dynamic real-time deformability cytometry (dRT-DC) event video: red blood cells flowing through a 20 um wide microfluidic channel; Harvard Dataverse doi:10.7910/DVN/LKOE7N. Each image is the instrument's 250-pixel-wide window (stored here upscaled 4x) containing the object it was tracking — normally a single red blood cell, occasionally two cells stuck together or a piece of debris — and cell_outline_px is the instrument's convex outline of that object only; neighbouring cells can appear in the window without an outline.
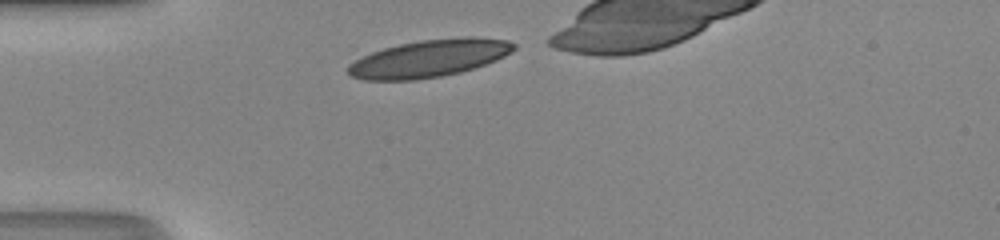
{"species": "human", "species_latin": "Homo sapiens", "temperature_condition": "room temperature", "stored_images_in_passage": 28, "camera_frame_rate_fps": 3000, "um_per_image_px": 0.085, "donor": {"sex": "male"}, "frame": {"image": 1, "passage_image": 1, "time_ms": 0.0, "image_size_px": [1000, 240], "cell_outline_px": [[516, 48], [512, 52], [496, 60], [460, 72], [440, 76], [416, 80], [364, 80], [352, 76], [348, 72], [348, 64], [372, 52], [384, 48], [400, 44], [420, 40], [464, 36], [472, 36], [508, 40], [516, 44]], "centroid_in_image_um": [36.51, 4.95], "position_along_channel_um": 48.5, "area_um2": 36.01}}
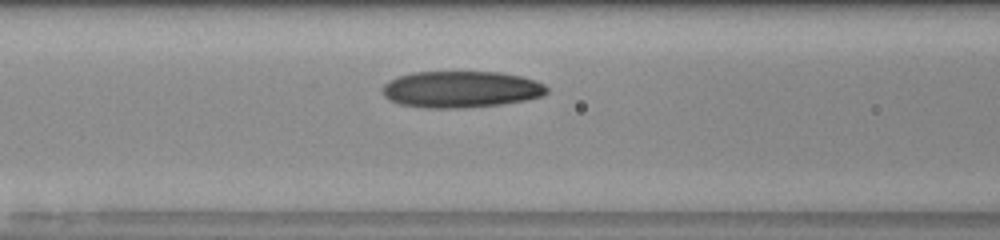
{"frame": {"image": 2, "passage_image": 8, "time_ms": 2.333, "image_size_px": [1000, 240], "cell_outline_px": [[548, 92], [544, 96], [524, 100], [500, 104], [460, 108], [424, 108], [400, 104], [384, 96], [384, 84], [388, 80], [412, 72], [500, 72], [524, 76], [536, 80], [544, 84], [548, 88]], "centroid_in_image_um": [39.23, 7.58], "position_along_channel_um": 127.4, "area_um2": 35.08}}
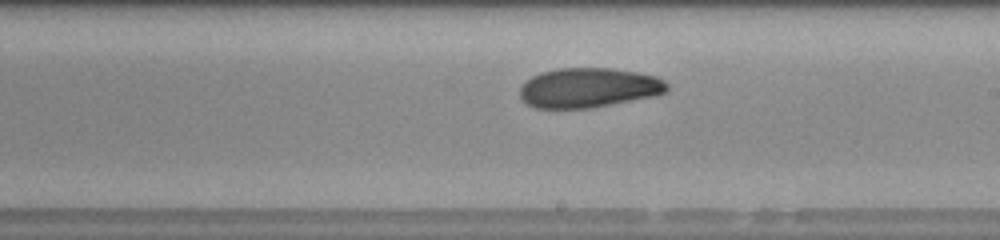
{"frame": {"image": 3, "passage_image": 16, "time_ms": 5.0, "image_size_px": [1000, 240], "cell_outline_px": [[668, 92], [652, 96], [592, 108], [536, 108], [528, 104], [520, 96], [520, 84], [524, 80], [540, 72], [560, 68], [612, 68], [636, 72], [656, 76], [664, 80], [668, 84]], "centroid_in_image_um": [50.02, 7.45], "position_along_channel_um": 239.0, "area_um2": 34.16}, "authors_computed_cell_mechanics": {"area_um2": 34.8245, "velocity_mm_per_s": 4.1996, "shape_relaxation_time_tau1_ms": null, "shape_relaxation_time_tau2_ms": 4.4263, "deformation_change_tau1": null, "deformation_change_tau2": 0.0939}}